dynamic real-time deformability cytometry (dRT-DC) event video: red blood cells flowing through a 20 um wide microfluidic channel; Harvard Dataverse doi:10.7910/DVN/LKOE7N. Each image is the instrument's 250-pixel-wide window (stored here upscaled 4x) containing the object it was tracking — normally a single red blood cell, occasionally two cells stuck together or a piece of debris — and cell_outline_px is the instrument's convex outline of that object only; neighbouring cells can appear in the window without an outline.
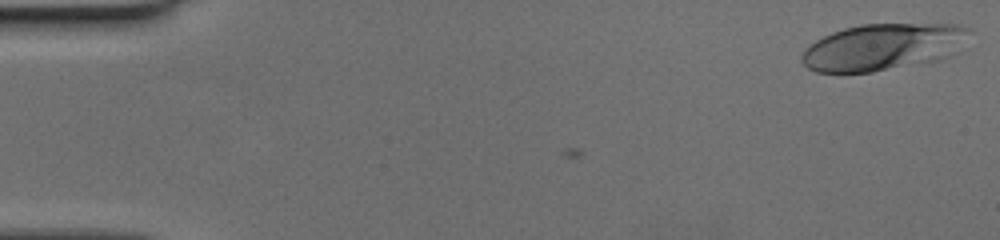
{"species": "human", "species_latin": "Homo sapiens", "temperature_condition": "cold", "stored_images_in_passage": 52, "camera_frame_rate_fps": 3000, "um_per_image_px": 0.085, "donor": {"sex": "female"}, "frame": {"image": 1, "passage_image": 1, "time_ms": 0.0, "image_size_px": [1000, 240], "cell_outline_px": [[968, 28], [948, 56], [940, 60], [872, 72], [816, 72], [808, 68], [800, 60], [800, 56], [804, 48], [816, 40], [832, 32], [844, 28], [860, 24], [960, 24]], "centroid_in_image_um": [74.9, 4.0], "position_along_channel_um": 10.1, "area_um2": 44.8}}
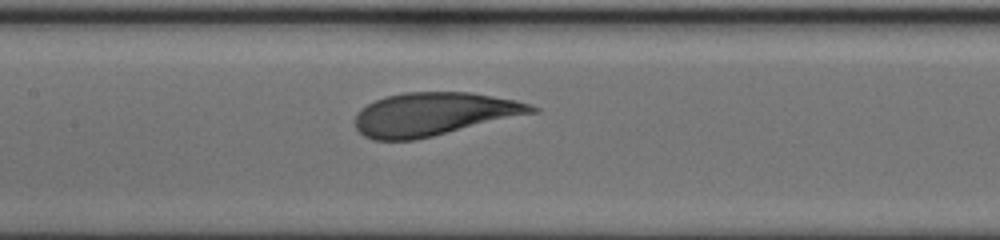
{"frame": {"image": 2, "passage_image": 25, "time_ms": 8.0, "image_size_px": [1000, 240], "cell_outline_px": [[540, 112], [432, 136], [412, 140], [372, 140], [364, 136], [356, 128], [356, 112], [360, 108], [384, 96], [404, 92], [468, 92], [516, 100], [540, 108]], "centroid_in_image_um": [36.88, 9.69], "position_along_channel_um": 170.5, "area_um2": 44.45}}
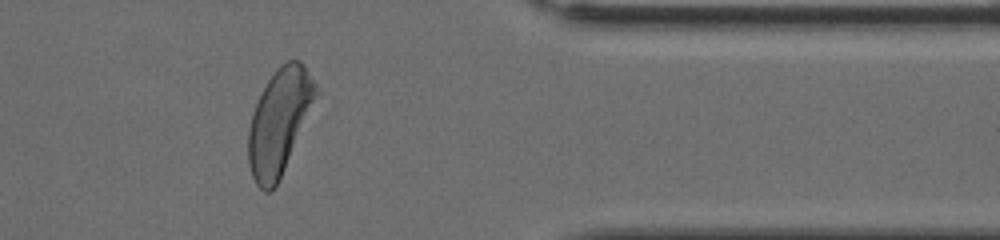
{"frame": {"image": 3, "passage_image": 43, "time_ms": 14.0, "image_size_px": [1000, 240], "cell_outline_px": [[320, 92], [284, 168], [276, 184], [268, 192], [264, 192], [256, 184], [252, 176], [248, 164], [248, 128], [252, 112], [268, 80], [276, 68], [280, 64], [288, 60], [300, 60], [316, 84]], "centroid_in_image_um": [23.74, 10.31], "position_along_channel_um": 387.7, "area_um2": 40.98}}